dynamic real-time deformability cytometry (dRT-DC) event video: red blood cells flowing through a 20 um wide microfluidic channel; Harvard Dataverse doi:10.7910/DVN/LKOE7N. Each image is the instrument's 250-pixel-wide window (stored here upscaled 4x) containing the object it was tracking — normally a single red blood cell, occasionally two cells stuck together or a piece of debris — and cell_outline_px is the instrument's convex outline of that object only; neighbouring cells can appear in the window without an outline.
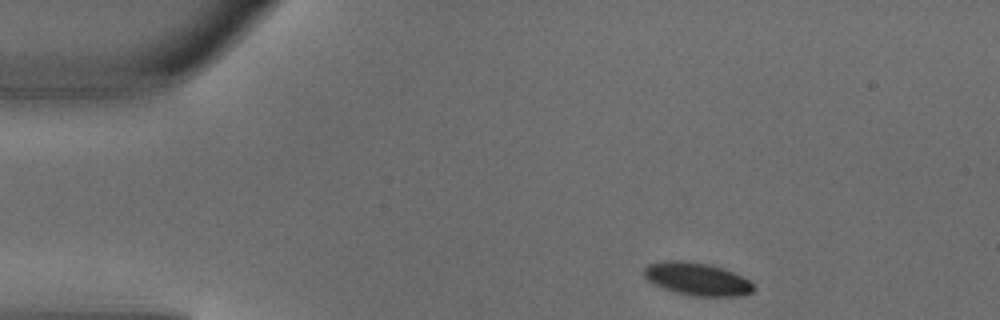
{"species": "common noctule bat (a hibernating species)", "species_latin": "Nyctalus noctula", "temperature_condition": "warm", "stored_images_in_passage": 3, "camera_frame_rate_fps": 3000, "um_per_image_px": 0.085, "animal": {"sex": "male", "body_mass_g": 18.8}, "frame": {"image": 1, "passage_image": 1, "time_ms": 0.0, "image_size_px": [1000, 320], "cell_outline_px": [[756, 288], [752, 292], [740, 296], [692, 296], [676, 292], [664, 288], [648, 280], [644, 276], [644, 268], [648, 264], [664, 260], [680, 260], [708, 264], [732, 272], [748, 280]], "centroid_in_image_um": [59.24, 23.71], "position_along_channel_um": 25.8, "area_um2": 20.69}}